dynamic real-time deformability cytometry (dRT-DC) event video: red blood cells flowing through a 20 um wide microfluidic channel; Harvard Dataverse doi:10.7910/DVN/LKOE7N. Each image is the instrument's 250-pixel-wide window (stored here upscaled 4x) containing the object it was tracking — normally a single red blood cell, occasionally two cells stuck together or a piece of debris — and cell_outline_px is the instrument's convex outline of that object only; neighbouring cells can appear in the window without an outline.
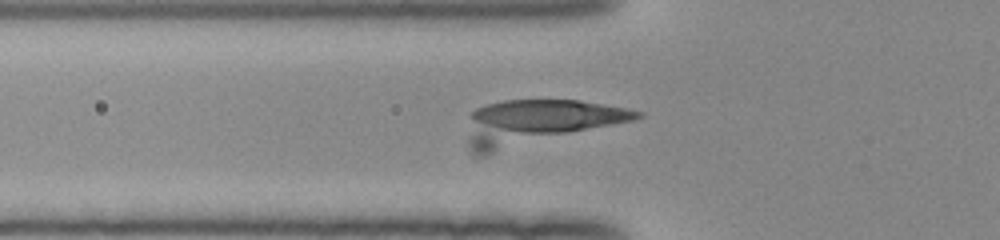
{"species": "human", "species_latin": "Homo sapiens", "temperature_condition": "room temperature", "stored_images_in_passage": 42, "camera_frame_rate_fps": 3000, "um_per_image_px": 0.085, "donor": {"sex": "female"}, "frame": {"image": 1, "passage_image": 8, "time_ms": 2.333, "image_size_px": [1000, 240], "cell_outline_px": [[644, 116], [632, 120], [488, 156], [472, 156], [468, 152], [468, 140], [472, 112], [476, 108], [484, 104], [504, 100], [580, 100], [628, 108], [644, 112]], "centroid_in_image_um": [45.7, 10.43], "position_along_channel_um": 80.1, "area_um2": 44.91}}
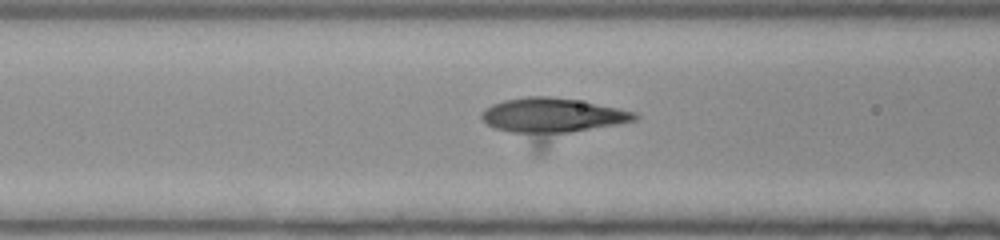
{"frame": {"image": 2, "passage_image": 11, "time_ms": 3.333, "image_size_px": [1000, 240], "cell_outline_px": [[640, 116], [636, 120], [536, 156], [488, 124], [480, 116], [492, 104], [504, 100], [528, 96], [548, 96], [576, 100], [636, 112]], "centroid_in_image_um": [46.97, 10.29], "position_along_channel_um": 119.6, "area_um2": 40.29}}
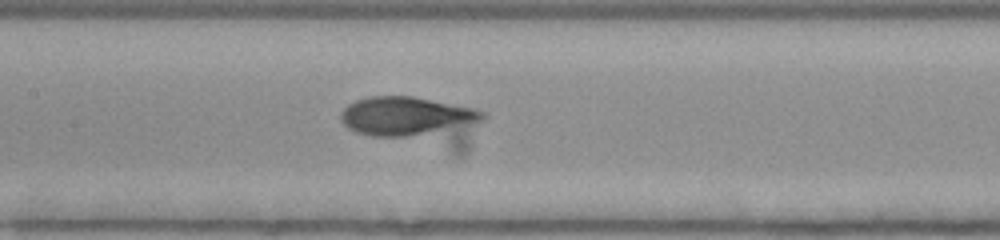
{"frame": {"image": 3, "passage_image": 15, "time_ms": 4.667, "image_size_px": [1000, 240], "cell_outline_px": [[484, 116], [468, 152], [464, 156], [452, 156], [356, 132], [348, 128], [340, 120], [340, 112], [348, 104], [356, 100], [368, 96], [412, 96], [472, 108], [484, 112]], "centroid_in_image_um": [35.29, 10.41], "position_along_channel_um": 172.1, "area_um2": 43.12}}